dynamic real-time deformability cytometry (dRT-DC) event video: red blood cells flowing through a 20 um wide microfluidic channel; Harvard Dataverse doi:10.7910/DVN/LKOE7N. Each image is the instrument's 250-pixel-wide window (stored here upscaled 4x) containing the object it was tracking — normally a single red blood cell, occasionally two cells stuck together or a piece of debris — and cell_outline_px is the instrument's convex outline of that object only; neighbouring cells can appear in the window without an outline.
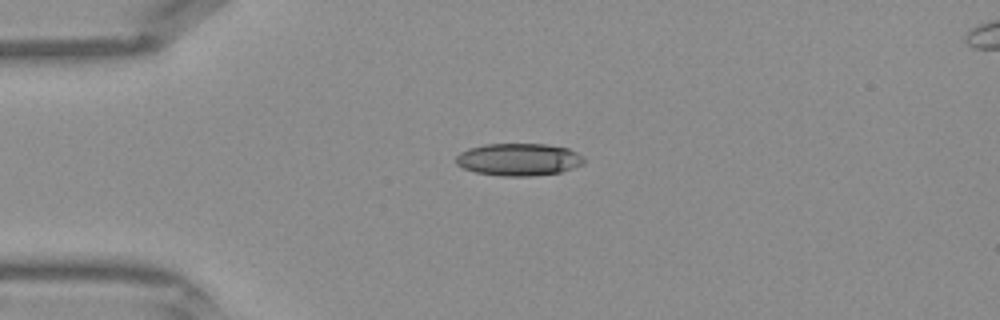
{"species": "Egyptian fruit bat (a non-hibernating species)", "species_latin": "Rousettus aegyptiacus", "temperature_condition": "warm", "stored_images_in_passage": 33, "camera_frame_rate_fps": 3000, "um_per_image_px": 0.085, "frame": {"image": 1, "passage_image": 1, "time_ms": 0.0, "image_size_px": [1000, 320], "cell_outline_px": [[584, 164], [560, 172], [532, 176], [500, 176], [476, 172], [464, 168], [456, 164], [456, 156], [460, 152], [468, 148], [484, 144], [548, 144], [568, 148], [584, 156]], "centroid_in_image_um": [44.09, 13.55], "position_along_channel_um": 40.9, "area_um2": 24.28}}
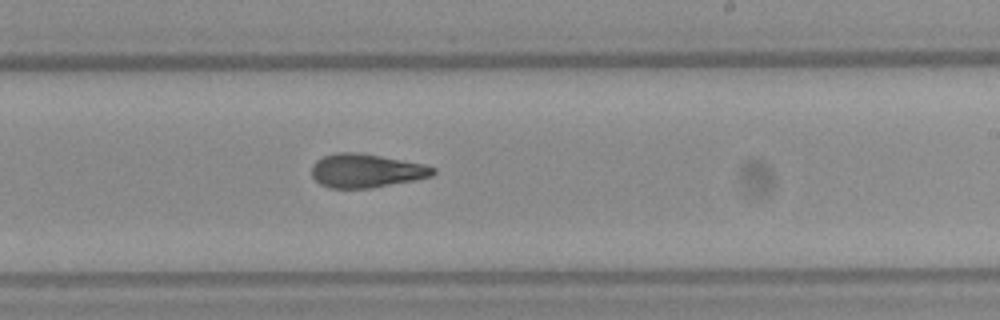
{"frame": {"image": 2, "passage_image": 16, "time_ms": 5.0, "image_size_px": [1000, 320], "cell_outline_px": [[436, 172], [432, 176], [372, 188], [328, 188], [320, 184], [312, 176], [312, 164], [316, 160], [324, 156], [336, 152], [356, 152], [380, 156], [424, 164], [436, 168]], "centroid_in_image_um": [31.1, 14.51], "position_along_channel_um": 257.9, "area_um2": 23.76}}
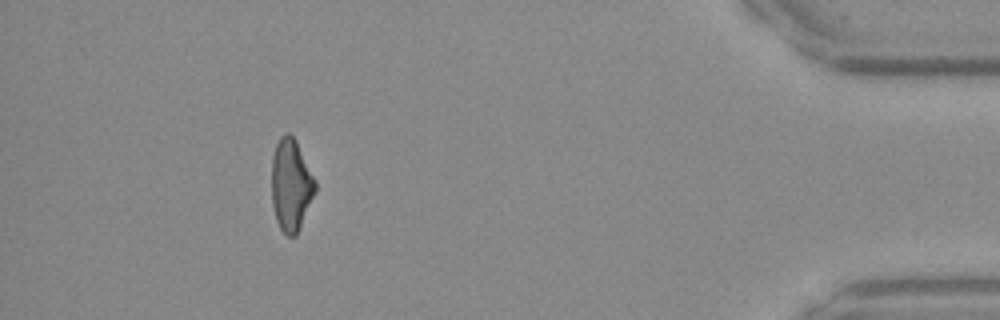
{"frame": {"image": 3, "passage_image": 29, "time_ms": 9.333, "image_size_px": [1000, 320], "cell_outline_px": [[316, 192], [300, 228], [296, 236], [288, 236], [280, 228], [276, 220], [272, 204], [272, 156], [276, 144], [280, 136], [284, 132], [288, 132], [296, 140], [316, 180]], "centroid_in_image_um": [24.74, 15.71], "position_along_channel_um": 410.5, "area_um2": 23.58}}